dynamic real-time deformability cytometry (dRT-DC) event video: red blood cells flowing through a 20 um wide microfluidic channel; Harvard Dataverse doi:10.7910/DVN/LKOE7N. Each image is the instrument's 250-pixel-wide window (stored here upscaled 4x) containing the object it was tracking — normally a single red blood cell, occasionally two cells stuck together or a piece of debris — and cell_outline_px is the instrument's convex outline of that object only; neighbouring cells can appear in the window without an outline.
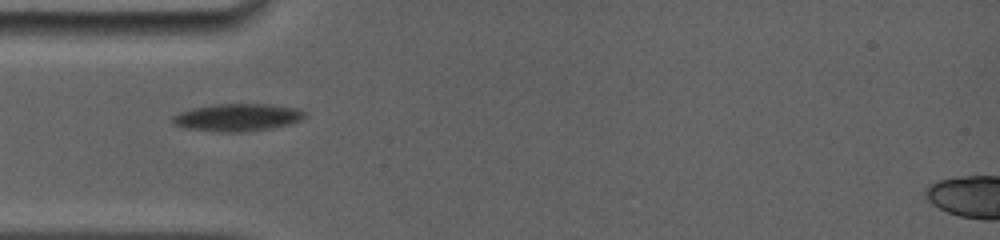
{"species": "common noctule bat (a hibernating species)", "species_latin": "Nyctalus noctula", "temperature_condition": "room temperature", "stored_images_in_passage": 5, "camera_frame_rate_fps": 5000, "um_per_image_px": 0.085, "animal": {"sex": "female", "body_mass_g": 19.0, "forearm_length_mm": 56.7}, "frame": {"image": 1, "passage_image": 1, "time_ms": 0.0, "image_size_px": [1000, 240], "cell_outline_px": [[304, 116], [300, 120], [292, 124], [268, 128], [240, 132], [220, 132], [184, 128], [172, 124], [172, 116], [180, 112], [192, 108], [212, 104], [272, 104], [296, 108], [304, 112]], "centroid_in_image_um": [20.13, 9.97], "position_along_channel_um": 64.9, "area_um2": 21.15}}
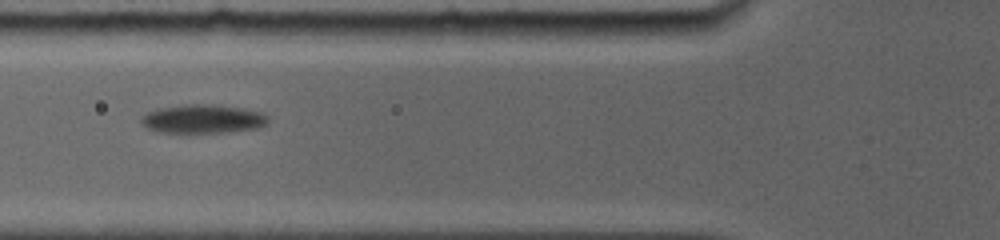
{"frame": {"image": 2, "passage_image": 3, "time_ms": 1.2, "image_size_px": [1000, 240], "cell_outline_px": [[268, 124], [256, 128], [232, 132], [156, 132], [140, 124], [140, 116], [148, 112], [160, 108], [184, 104], [212, 104], [240, 108], [264, 112], [268, 116]], "centroid_in_image_um": [17.24, 10.11], "position_along_channel_um": 108.6, "area_um2": 21.39}}
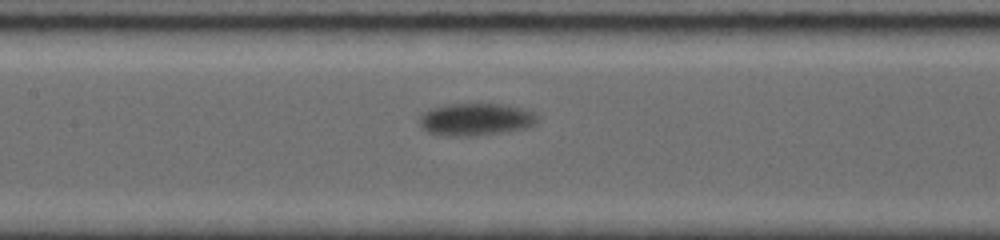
{"frame": {"image": 3, "passage_image": 5, "time_ms": 2.8, "image_size_px": [1000, 240], "cell_outline_px": [[540, 116], [536, 124], [532, 128], [472, 136], [448, 136], [428, 132], [420, 128], [420, 116], [424, 112], [432, 108], [444, 104], [504, 104], [520, 108], [532, 112]], "centroid_in_image_um": [40.47, 10.15], "position_along_channel_um": 166.9, "area_um2": 22.48}}